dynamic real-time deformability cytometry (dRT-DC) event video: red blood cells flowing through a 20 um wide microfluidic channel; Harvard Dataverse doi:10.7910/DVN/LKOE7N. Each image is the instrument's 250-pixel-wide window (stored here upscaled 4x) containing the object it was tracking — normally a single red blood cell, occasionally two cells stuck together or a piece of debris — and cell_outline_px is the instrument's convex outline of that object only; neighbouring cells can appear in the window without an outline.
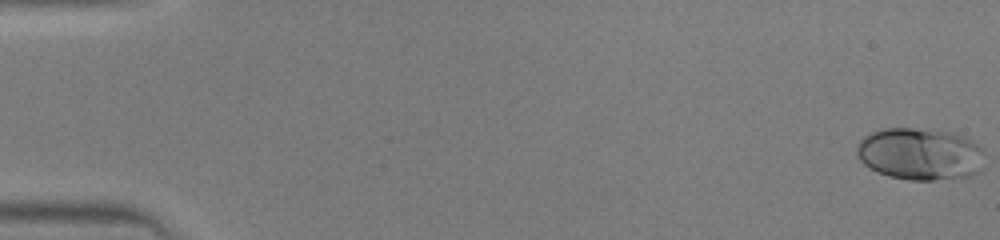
{"species": "human", "species_latin": "Homo sapiens", "temperature_condition": "warm", "stored_images_in_passage": 46, "camera_frame_rate_fps": 3000, "um_per_image_px": 0.085, "donor": {"sex": "male"}, "frame": {"image": 1, "passage_image": 1, "time_ms": 0.0, "image_size_px": [1000, 240], "cell_outline_px": [[984, 152], [980, 172], [972, 176], [932, 180], [908, 180], [888, 176], [876, 172], [864, 164], [860, 160], [856, 152], [856, 148], [860, 140], [864, 136], [872, 132], [884, 128], [912, 128], [952, 132], [972, 140], [980, 144]], "centroid_in_image_um": [78.22, 13.09], "position_along_channel_um": 6.8, "area_um2": 39.19}}
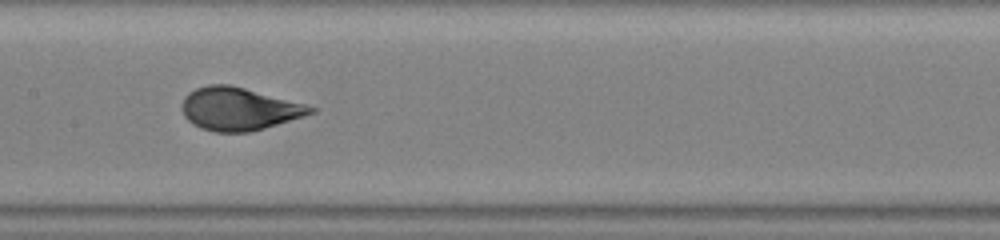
{"frame": {"image": 2, "passage_image": 24, "time_ms": 7.667, "image_size_px": [1000, 240], "cell_outline_px": [[320, 108], [316, 112], [304, 116], [264, 128], [248, 132], [216, 132], [200, 128], [192, 124], [184, 116], [180, 108], [180, 104], [184, 96], [188, 92], [196, 88], [208, 84], [228, 84], [244, 88]], "centroid_in_image_um": [20.27, 9.25], "position_along_channel_um": 187.1, "area_um2": 32.19}}
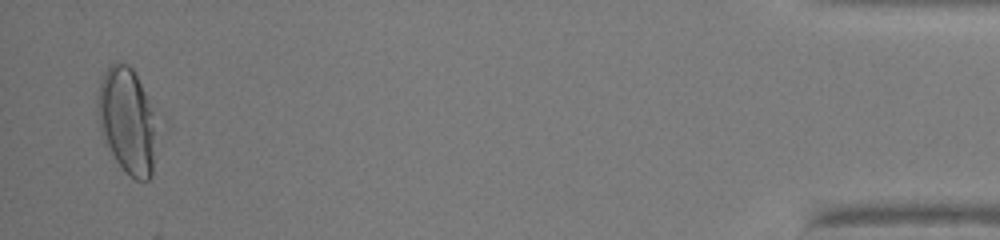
{"frame": {"image": 3, "passage_image": 45, "time_ms": 14.667, "image_size_px": [1000, 240], "cell_outline_px": [[160, 124], [152, 176], [148, 180], [136, 180], [116, 160], [100, 132], [96, 112], [96, 92], [100, 80], [104, 72], [116, 60], [128, 64], [132, 68], [160, 120]], "centroid_in_image_um": [10.85, 10.23], "position_along_channel_um": 424.4, "area_um2": 37.69}}